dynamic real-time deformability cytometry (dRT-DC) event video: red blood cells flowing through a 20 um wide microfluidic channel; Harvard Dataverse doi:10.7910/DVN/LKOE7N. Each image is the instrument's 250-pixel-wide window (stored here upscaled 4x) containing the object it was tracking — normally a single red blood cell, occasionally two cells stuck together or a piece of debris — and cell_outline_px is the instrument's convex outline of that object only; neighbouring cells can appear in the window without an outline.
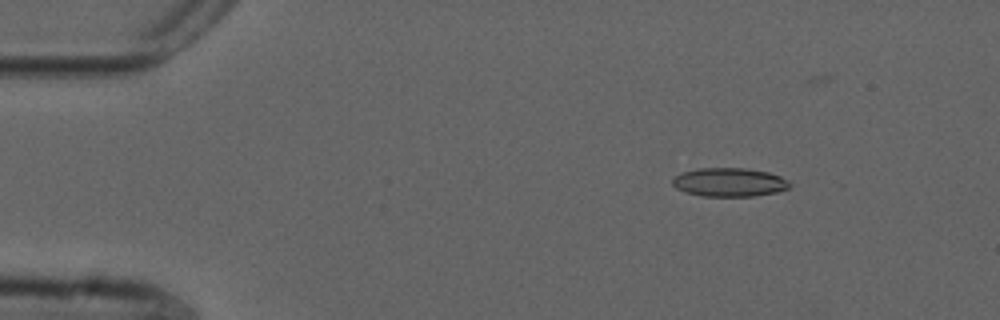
{"species": "common noctule bat (a hibernating species)", "species_latin": "Nyctalus noctula", "temperature_condition": "cold", "stored_images_in_passage": 20, "camera_frame_rate_fps": 3000, "um_per_image_px": 0.085, "animal": {"sex": "male", "forearm_length_mm": 52.5}, "frame": {"image": 1, "passage_image": 7, "time_ms": 2.0, "image_size_px": [1000, 320], "cell_outline_px": [[792, 184], [788, 188], [776, 192], [756, 196], [704, 196], [684, 192], [676, 188], [672, 184], [672, 180], [680, 172], [696, 168], [748, 168], [768, 172], [780, 176], [788, 180]], "centroid_in_image_um": [61.99, 15.48], "position_along_channel_um": 23.0, "area_um2": 19.77}}
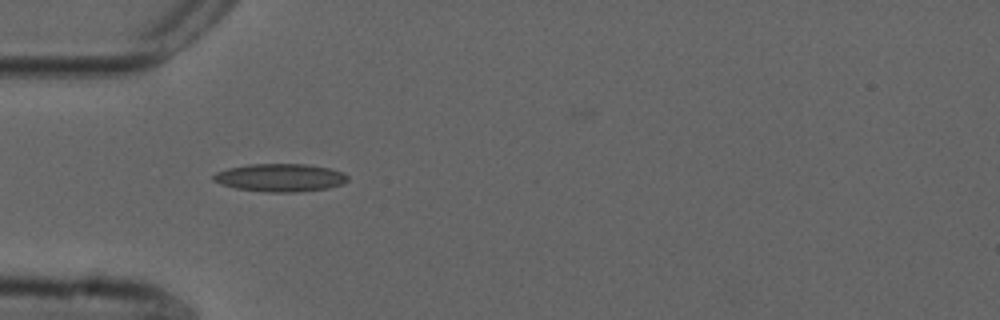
{"frame": {"image": 2, "passage_image": 16, "time_ms": 5.0, "image_size_px": [1000, 320], "cell_outline_px": [[348, 180], [344, 184], [328, 188], [300, 192], [264, 192], [236, 188], [220, 184], [212, 180], [212, 176], [216, 172], [228, 168], [248, 164], [304, 164], [328, 168], [344, 172], [348, 176]], "centroid_in_image_um": [23.82, 15.1], "position_along_channel_um": 61.2, "area_um2": 22.02}}
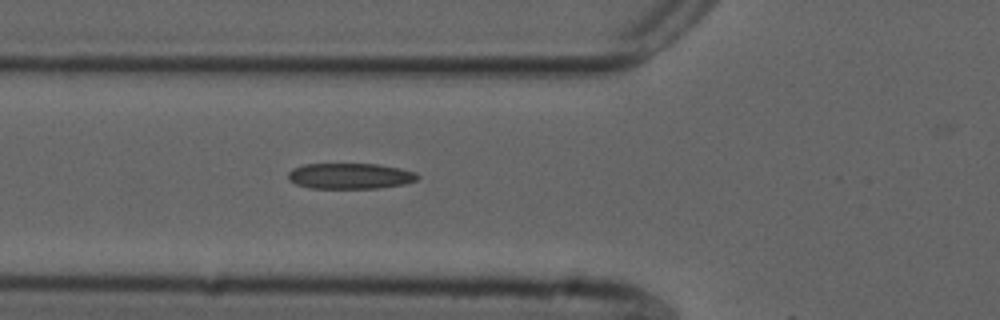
{"frame": {"image": 3, "passage_image": 19, "time_ms": 6.0, "image_size_px": [1000, 320], "cell_outline_px": [[420, 176], [416, 180], [404, 184], [376, 188], [312, 188], [296, 184], [288, 180], [288, 172], [292, 168], [304, 164], [380, 164], [400, 168], [416, 172]], "centroid_in_image_um": [29.75, 14.95], "position_along_channel_um": 96.0, "area_um2": 19.48}}